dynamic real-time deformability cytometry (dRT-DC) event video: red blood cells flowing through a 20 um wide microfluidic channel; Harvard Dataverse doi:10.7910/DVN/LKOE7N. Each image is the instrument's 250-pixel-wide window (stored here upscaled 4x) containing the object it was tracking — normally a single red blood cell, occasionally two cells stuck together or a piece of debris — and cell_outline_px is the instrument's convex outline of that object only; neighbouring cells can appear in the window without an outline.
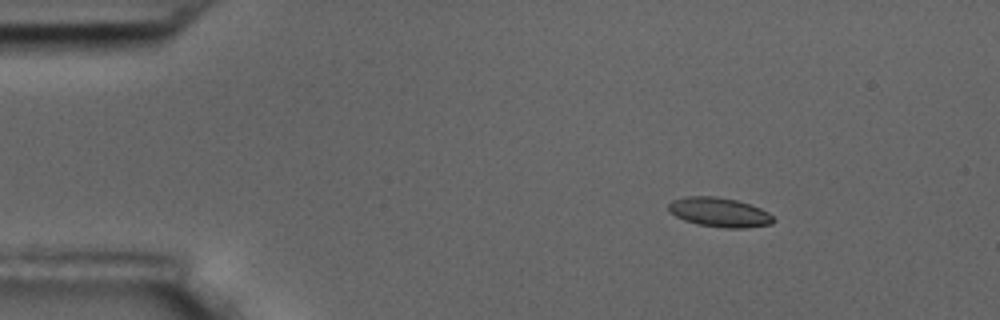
{"species": "common noctule bat (a hibernating species)", "species_latin": "Nyctalus noctula", "temperature_condition": "room temperature", "stored_images_in_passage": 5, "camera_frame_rate_fps": 3000, "um_per_image_px": 0.085, "animal": {"sex": "male", "body_mass_g": 17.5, "forearm_length_mm": 52.3}, "frame": {"image": 1, "passage_image": 2, "time_ms": 2.0, "image_size_px": [1000, 320], "cell_outline_px": [[776, 220], [772, 224], [744, 228], [724, 228], [696, 224], [684, 220], [676, 216], [668, 208], [668, 204], [672, 200], [684, 196], [716, 196], [736, 200], [760, 208], [768, 212]], "centroid_in_image_um": [61.15, 18.04], "position_along_channel_um": 23.9, "area_um2": 17.98}}